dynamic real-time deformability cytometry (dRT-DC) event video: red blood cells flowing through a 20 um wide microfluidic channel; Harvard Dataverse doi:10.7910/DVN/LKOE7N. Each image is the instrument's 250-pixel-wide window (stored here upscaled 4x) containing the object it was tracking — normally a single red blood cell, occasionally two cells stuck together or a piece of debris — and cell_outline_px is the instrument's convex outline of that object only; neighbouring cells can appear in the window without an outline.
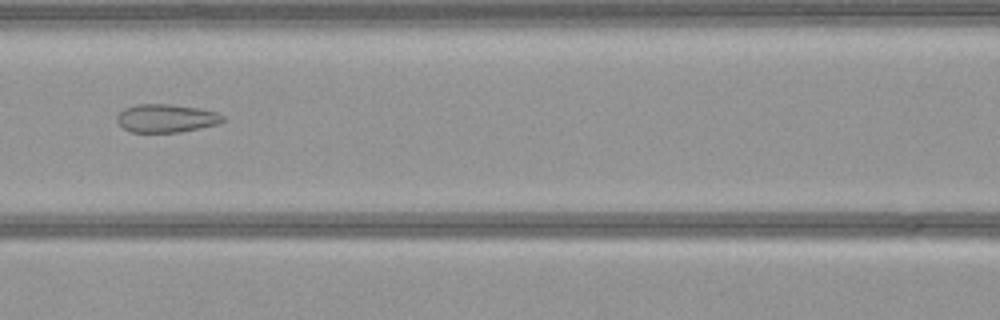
{"species": "common noctule bat (a hibernating species)", "species_latin": "Nyctalus noctula", "temperature_condition": "warm", "stored_images_in_passage": 37, "camera_frame_rate_fps": 3000, "um_per_image_px": 0.085, "animal": {"sex": "female", "body_mass_g": 21.9}, "frame": {"image": 1, "passage_image": 7, "time_ms": 2.0, "image_size_px": [1000, 320], "cell_outline_px": [[224, 120], [216, 124], [200, 128], [180, 132], [132, 132], [124, 128], [116, 120], [116, 116], [124, 108], [136, 104], [168, 104], [200, 108], [216, 112], [224, 116]], "centroid_in_image_um": [14.11, 10.04], "position_along_channel_um": 152.5, "area_um2": 17.34}}
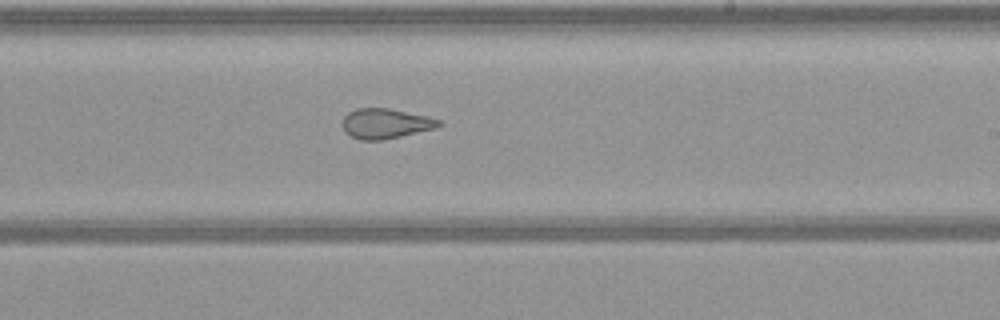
{"frame": {"image": 2, "passage_image": 15, "time_ms": 4.667, "image_size_px": [1000, 320], "cell_outline_px": [[444, 124], [436, 128], [384, 140], [360, 140], [344, 132], [340, 124], [344, 116], [348, 112], [356, 108], [388, 108], [428, 116], [440, 120]], "centroid_in_image_um": [32.75, 10.5], "position_along_channel_um": 256.3, "area_um2": 17.11}}
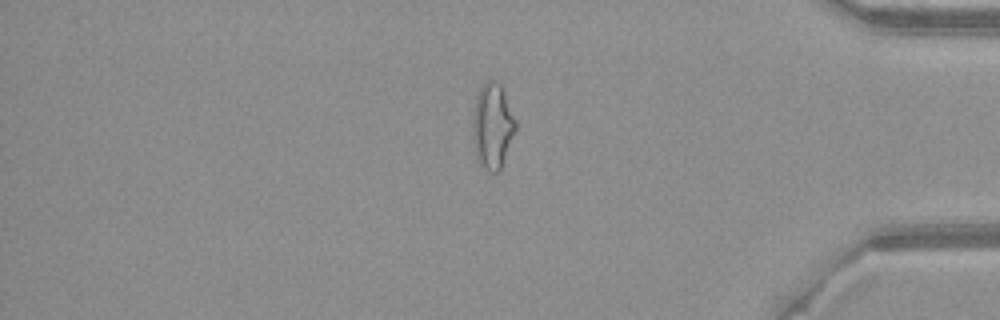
{"frame": {"image": 3, "passage_image": 28, "time_ms": 9.0, "image_size_px": [1000, 320], "cell_outline_px": [[516, 128], [500, 172], [488, 172], [476, 160], [472, 136], [472, 112], [476, 96], [484, 80], [496, 80], [504, 88], [516, 120]], "centroid_in_image_um": [41.84, 10.69], "position_along_channel_um": 393.4, "area_um2": 22.02}}